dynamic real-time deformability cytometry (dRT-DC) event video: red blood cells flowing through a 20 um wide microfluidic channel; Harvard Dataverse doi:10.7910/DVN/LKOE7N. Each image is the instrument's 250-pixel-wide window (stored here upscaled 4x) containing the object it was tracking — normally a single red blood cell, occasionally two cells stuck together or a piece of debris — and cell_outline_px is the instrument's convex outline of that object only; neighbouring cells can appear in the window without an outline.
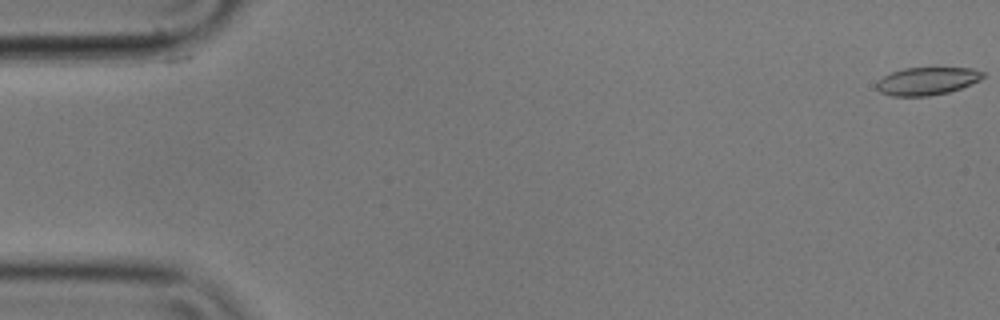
{"species": "common noctule bat (a hibernating species)", "species_latin": "Nyctalus noctula", "temperature_condition": "cold", "stored_images_in_passage": 16, "camera_frame_rate_fps": 3000, "um_per_image_px": 0.085, "animal": {"sex": "male", "body_mass_g": 17.9}, "frame": {"image": 1, "passage_image": 1, "time_ms": 0.0, "image_size_px": [1000, 320], "cell_outline_px": [[984, 76], [980, 80], [960, 88], [948, 92], [928, 96], [892, 96], [880, 92], [876, 88], [876, 80], [892, 72], [904, 68], [932, 64], [972, 68], [984, 72]], "centroid_in_image_um": [78.81, 6.82], "position_along_channel_um": 6.2, "area_um2": 18.15}}
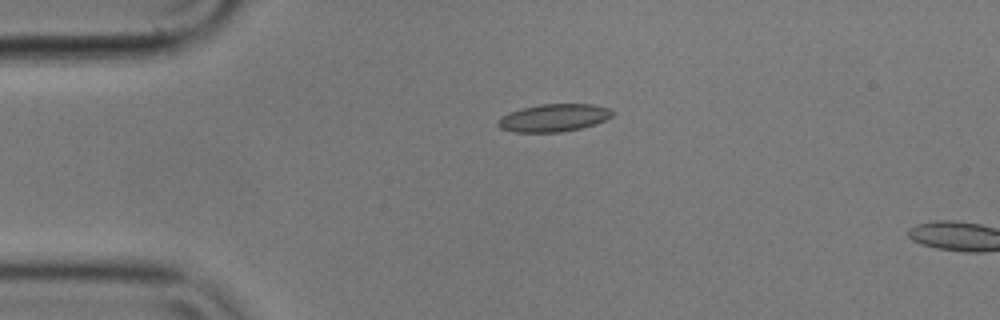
{"frame": {"image": 2, "passage_image": 13, "time_ms": 4.0, "image_size_px": [1000, 320], "cell_outline_px": [[616, 112], [612, 116], [596, 124], [580, 128], [560, 132], [512, 132], [500, 128], [496, 124], [496, 120], [500, 116], [524, 108], [540, 104], [592, 104], [608, 108]], "centroid_in_image_um": [47.06, 10.02], "position_along_channel_um": 37.9, "area_um2": 18.44}}